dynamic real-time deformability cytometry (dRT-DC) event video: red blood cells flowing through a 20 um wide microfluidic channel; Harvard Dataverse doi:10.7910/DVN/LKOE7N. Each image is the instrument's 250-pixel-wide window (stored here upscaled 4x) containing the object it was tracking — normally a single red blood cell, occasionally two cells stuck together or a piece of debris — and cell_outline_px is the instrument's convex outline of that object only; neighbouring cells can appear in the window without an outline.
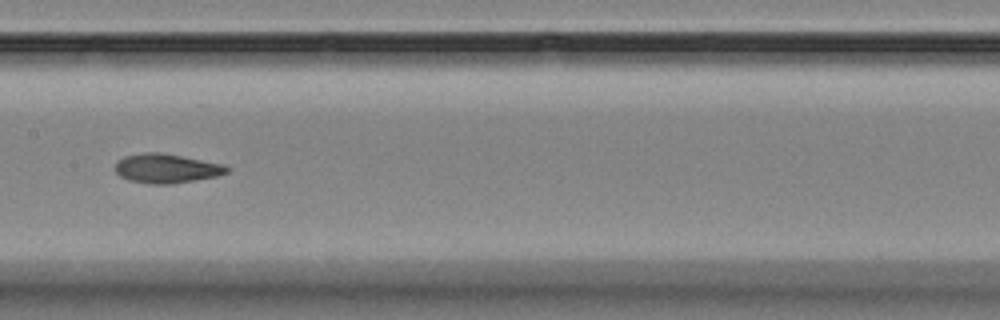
{"species": "Egyptian fruit bat (a non-hibernating species)", "species_latin": "Rousettus aegyptiacus", "temperature_condition": "room temperature", "stored_images_in_passage": 9, "camera_frame_rate_fps": 3000, "um_per_image_px": 0.085, "animal": {"sex": "female"}, "frame": {"image": 1, "passage_image": 8, "time_ms": 8.333, "image_size_px": [1000, 320], "cell_outline_px": [[232, 168], [228, 172], [216, 176], [172, 184], [152, 184], [128, 180], [120, 176], [116, 172], [116, 164], [124, 156], [144, 152], [160, 152], [224, 164]], "centroid_in_image_um": [14.17, 14.31], "position_along_channel_um": 193.2, "area_um2": 18.96}}
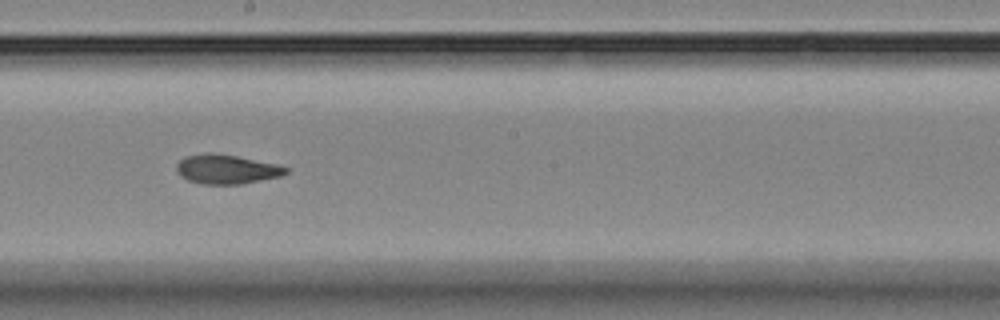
{"frame": {"image": 2, "passage_image": 9, "time_ms": 9.333, "image_size_px": [1000, 320], "cell_outline_px": [[288, 172], [280, 176], [240, 184], [200, 184], [188, 180], [180, 176], [176, 172], [176, 164], [184, 156], [208, 152], [212, 152], [236, 156], [276, 164], [288, 168]], "centroid_in_image_um": [19.19, 14.38], "position_along_channel_um": 229.0, "area_um2": 18.67}}